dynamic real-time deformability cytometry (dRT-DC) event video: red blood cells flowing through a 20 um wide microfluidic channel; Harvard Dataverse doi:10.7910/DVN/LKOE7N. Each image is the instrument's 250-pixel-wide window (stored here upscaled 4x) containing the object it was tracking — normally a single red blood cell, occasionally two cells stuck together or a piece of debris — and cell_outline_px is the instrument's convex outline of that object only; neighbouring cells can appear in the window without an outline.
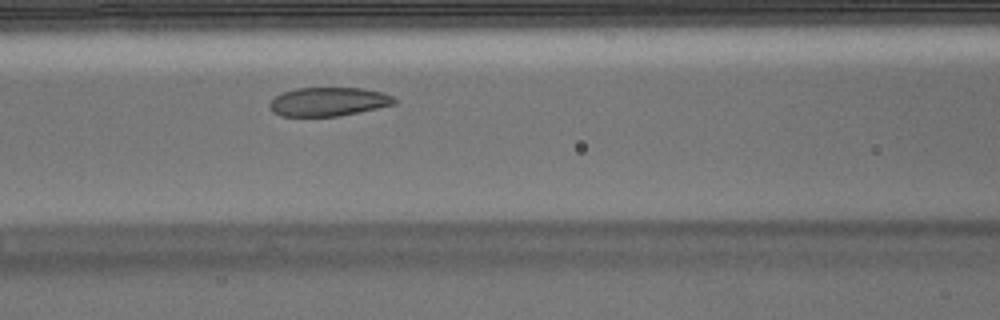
{"species": "Egyptian fruit bat (a non-hibernating species)", "species_latin": "Rousettus aegyptiacus", "temperature_condition": "warm", "stored_images_in_passage": 44, "camera_frame_rate_fps": 3000, "um_per_image_px": 0.085, "animal": {"sex": "male"}, "frame": {"image": 1, "passage_image": 13, "time_ms": 4.0, "image_size_px": [1000, 320], "cell_outline_px": [[396, 104], [336, 116], [280, 116], [272, 112], [268, 104], [276, 96], [284, 92], [296, 88], [360, 88], [384, 92], [392, 96], [396, 100]], "centroid_in_image_um": [27.9, 8.64], "position_along_channel_um": 138.7, "area_um2": 20.75}, "authors_computed_cell_mechanics": {"area_um2": 23.12, "velocity_mm_per_s": 3.7655, "shape_relaxation_time_tau1_ms": 7.7119, "shape_relaxation_time_tau2_ms": 1.3281, "deformation_change_tau1": 0.1649, "deformation_change_tau2": 0.0531}}